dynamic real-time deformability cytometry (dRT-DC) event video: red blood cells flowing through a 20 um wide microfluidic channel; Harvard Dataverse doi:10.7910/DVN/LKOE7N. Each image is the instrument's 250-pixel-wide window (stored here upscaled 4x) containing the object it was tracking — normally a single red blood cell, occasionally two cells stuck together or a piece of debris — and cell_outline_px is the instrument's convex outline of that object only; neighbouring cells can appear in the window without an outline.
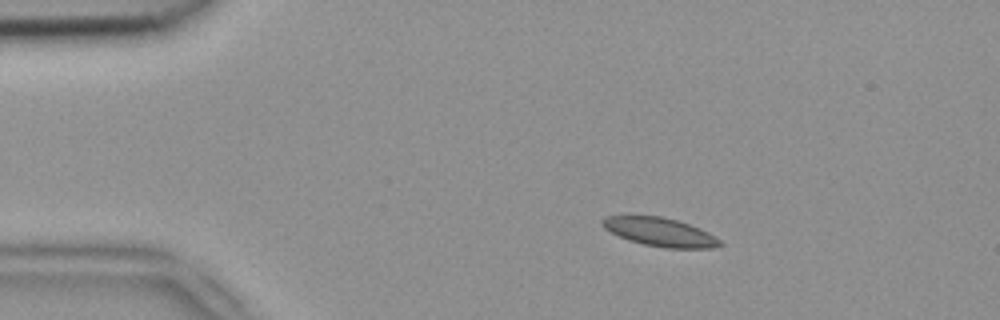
{"species": "common noctule bat (a hibernating species)", "species_latin": "Nyctalus noctula", "temperature_condition": "room temperature", "stored_images_in_passage": 11, "camera_frame_rate_fps": 3000, "um_per_image_px": 0.085, "animal": {"sex": "female", "body_mass_g": 18.4}, "frame": {"image": 1, "passage_image": 4, "time_ms": 1.0, "image_size_px": [1000, 320], "cell_outline_px": [[724, 244], [712, 248], [664, 248], [644, 244], [628, 240], [604, 228], [600, 224], [600, 220], [604, 216], [628, 212], [660, 216], [676, 220], [700, 228], [708, 232], [720, 240]], "centroid_in_image_um": [55.99, 19.66], "position_along_channel_um": 29.0, "area_um2": 20.29}}